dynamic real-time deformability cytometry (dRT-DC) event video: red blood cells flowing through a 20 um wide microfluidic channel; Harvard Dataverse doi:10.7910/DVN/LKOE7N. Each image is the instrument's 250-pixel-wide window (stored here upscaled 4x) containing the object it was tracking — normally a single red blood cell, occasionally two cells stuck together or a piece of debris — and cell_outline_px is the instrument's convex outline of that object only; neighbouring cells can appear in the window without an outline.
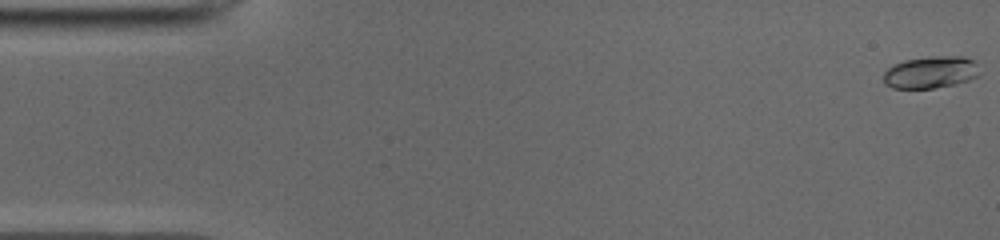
{"species": "common noctule bat (a hibernating species)", "species_latin": "Nyctalus noctula", "temperature_condition": "cold", "stored_images_in_passage": 51, "camera_frame_rate_fps": 3000, "um_per_image_px": 0.085, "animal": {"sex": "male", "body_mass_g": 19.0, "forearm_length_mm": 50.8}, "frame": {"image": 1, "passage_image": 1, "time_ms": 0.0, "image_size_px": [1000, 240], "cell_outline_px": [[980, 76], [956, 84], [932, 88], [892, 88], [884, 84], [884, 72], [888, 68], [904, 60], [932, 56], [964, 56], [972, 60], [976, 64]], "centroid_in_image_um": [79.11, 6.14], "position_along_channel_um": 5.9, "area_um2": 17.92}}
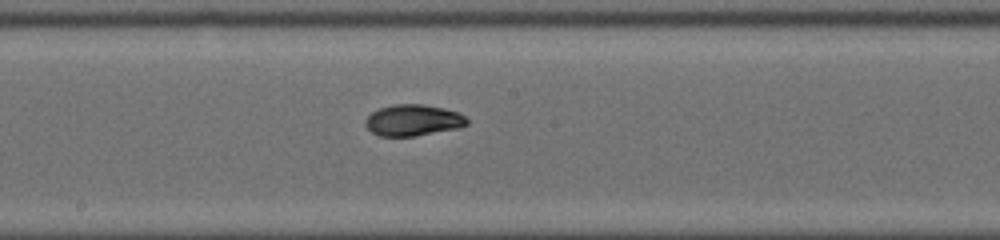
{"frame": {"image": 2, "passage_image": 27, "time_ms": 8.667, "image_size_px": [1000, 240], "cell_outline_px": [[468, 124], [460, 128], [416, 136], [380, 136], [372, 132], [364, 124], [364, 120], [372, 112], [380, 108], [392, 104], [424, 104], [444, 108], [456, 112], [464, 116], [468, 120]], "centroid_in_image_um": [35.11, 10.22], "position_along_channel_um": 213.1, "area_um2": 18.61}}
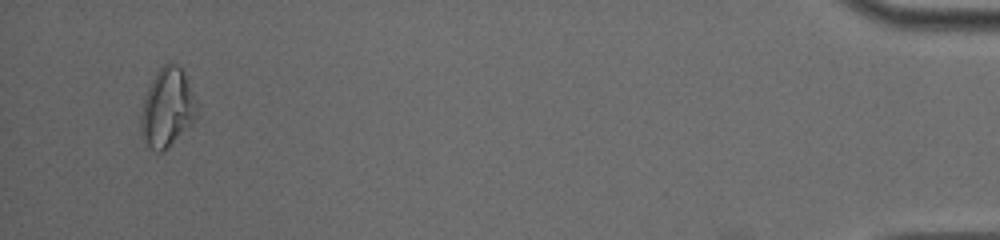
{"frame": {"image": 3, "passage_image": 49, "time_ms": 16.0, "image_size_px": [1000, 240], "cell_outline_px": [[196, 112], [192, 120], [168, 148], [160, 152], [156, 152], [140, 136], [140, 112], [148, 88], [156, 72], [168, 60], [180, 64], [184, 72], [196, 100]], "centroid_in_image_um": [14.18, 9.11], "position_along_channel_um": 421.0, "area_um2": 25.37}, "authors_computed_cell_mechanics": {"area_um2": 18.3226, "velocity_mm_per_s": 3.9587, "shape_relaxation_time_tau1_ms": 4.2419, "shape_relaxation_time_tau2_ms": 1.7512, "deformation_change_tau1": 0.1746, "deformation_change_tau2": 0.0534}}